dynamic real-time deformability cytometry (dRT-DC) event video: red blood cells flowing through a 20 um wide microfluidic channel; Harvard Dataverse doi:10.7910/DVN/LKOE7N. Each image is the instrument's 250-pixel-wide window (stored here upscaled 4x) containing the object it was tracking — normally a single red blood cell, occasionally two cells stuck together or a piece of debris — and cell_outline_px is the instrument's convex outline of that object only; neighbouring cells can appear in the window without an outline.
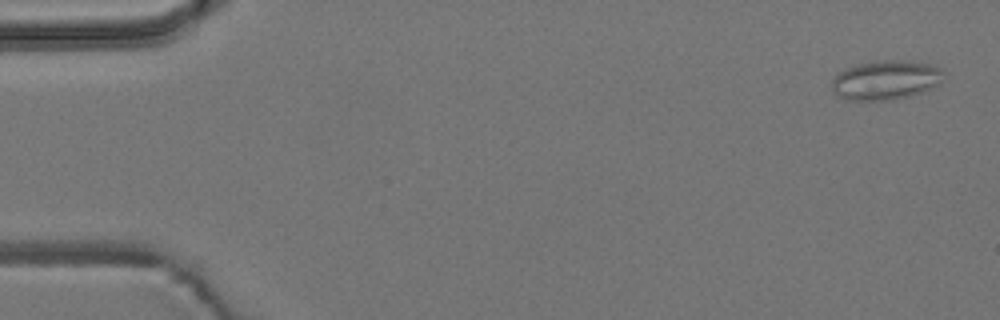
{"species": "common noctule bat (a hibernating species)", "species_latin": "Nyctalus noctula", "temperature_condition": "room temperature", "stored_images_in_passage": 6, "camera_frame_rate_fps": 3000, "um_per_image_px": 0.085, "animal": {"sex": "male", "body_mass_g": 19.2, "forearm_length_mm": 51.8}, "frame": {"image": 1, "passage_image": 1, "time_ms": 0.0, "image_size_px": [1000, 320], "cell_outline_px": [[944, 72], [940, 84], [924, 92], [908, 96], [888, 100], [848, 100], [836, 96], [832, 92], [832, 80], [844, 68], [856, 64], [876, 60], [908, 60], [928, 64], [940, 68]], "centroid_in_image_um": [75.27, 6.8], "position_along_channel_um": 9.7, "area_um2": 25.89}}